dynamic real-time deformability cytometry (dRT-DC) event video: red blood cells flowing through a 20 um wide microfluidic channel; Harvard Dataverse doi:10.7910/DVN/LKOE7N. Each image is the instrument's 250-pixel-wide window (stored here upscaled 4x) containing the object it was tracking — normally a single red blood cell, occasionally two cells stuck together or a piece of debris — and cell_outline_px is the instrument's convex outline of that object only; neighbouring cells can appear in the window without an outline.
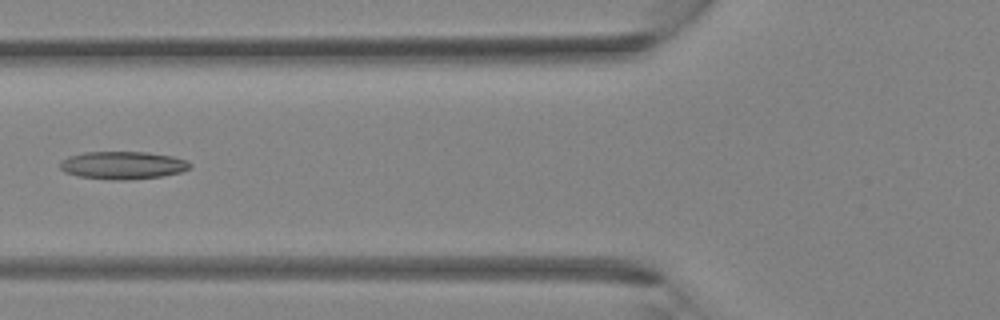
{"species": "Egyptian fruit bat (a non-hibernating species)", "species_latin": "Rousettus aegyptiacus", "temperature_condition": "room temperature", "stored_images_in_passage": 4, "camera_frame_rate_fps": 3000, "um_per_image_px": 0.085, "animal": {"sex": "female"}, "frame": {"image": 1, "passage_image": 4, "time_ms": 3.333, "image_size_px": [1000, 320], "cell_outline_px": [[192, 164], [188, 168], [180, 172], [160, 176], [128, 180], [112, 180], [76, 176], [64, 172], [60, 168], [60, 160], [68, 156], [84, 152], [148, 152], [172, 156], [188, 160]], "centroid_in_image_um": [10.4, 14.04], "position_along_channel_um": 115.4, "area_um2": 21.15}}